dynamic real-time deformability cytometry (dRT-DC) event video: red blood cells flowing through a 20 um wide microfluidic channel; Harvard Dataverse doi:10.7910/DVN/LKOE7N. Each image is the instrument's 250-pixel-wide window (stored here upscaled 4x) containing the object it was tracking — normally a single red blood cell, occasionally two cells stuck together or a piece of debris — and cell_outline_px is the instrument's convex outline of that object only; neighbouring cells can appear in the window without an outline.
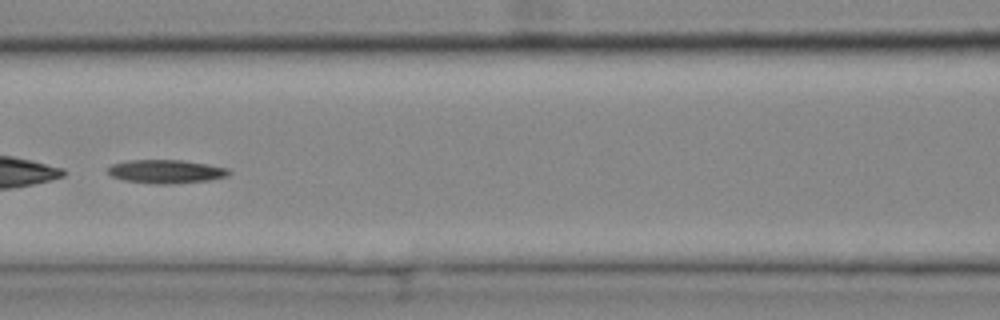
{"species": "common noctule bat (a hibernating species)", "species_latin": "Nyctalus noctula", "temperature_condition": "cold", "stored_images_in_passage": 48, "camera_frame_rate_fps": 3000, "um_per_image_px": 0.085, "animal": {"sex": "female", "body_mass_g": 25.1}, "frame": {"image": 1, "passage_image": 24, "time_ms": 7.667, "image_size_px": [1000, 320], "cell_outline_px": [[232, 172], [228, 176], [208, 180], [172, 184], [152, 184], [124, 180], [112, 176], [108, 172], [108, 168], [112, 164], [132, 160], [180, 160], [208, 164], [228, 168]], "centroid_in_image_um": [14.14, 14.58], "position_along_channel_um": 152.5, "area_um2": 16.59}}
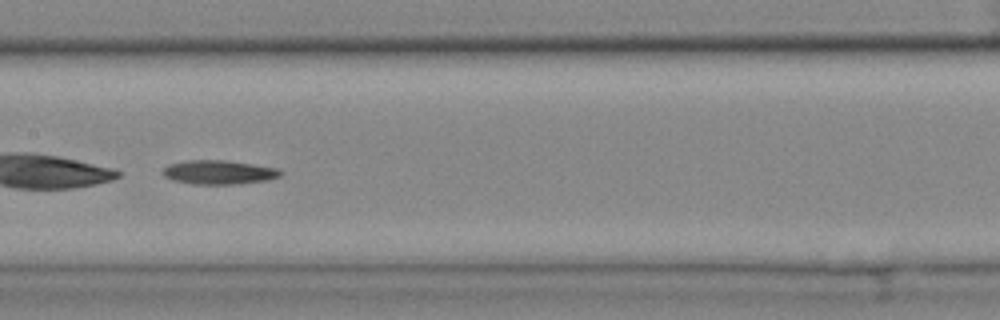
{"frame": {"image": 2, "passage_image": 27, "time_ms": 8.667, "image_size_px": [1000, 320], "cell_outline_px": [[284, 172], [280, 176], [268, 180], [232, 184], [192, 184], [172, 180], [164, 176], [160, 172], [168, 164], [188, 160], [228, 160], [276, 168]], "centroid_in_image_um": [18.57, 14.64], "position_along_channel_um": 188.8, "area_um2": 16.53}}
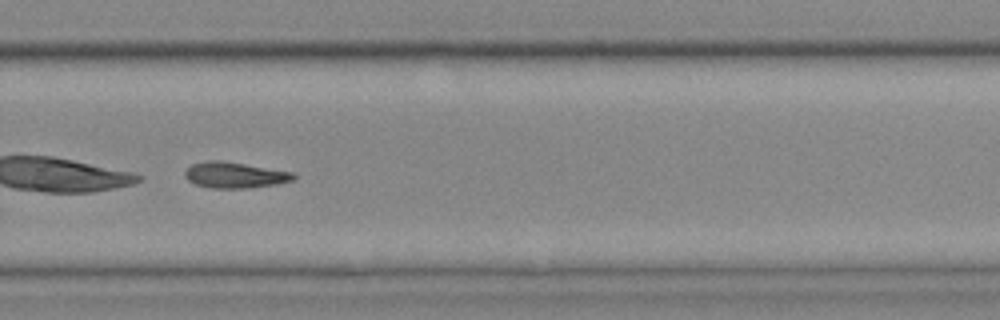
{"frame": {"image": 3, "passage_image": 37, "time_ms": 12.0, "image_size_px": [1000, 320], "cell_outline_px": [[296, 176], [292, 180], [276, 184], [248, 188], [212, 188], [196, 184], [188, 180], [184, 176], [184, 172], [192, 164], [208, 160], [220, 160], [292, 172]], "centroid_in_image_um": [19.92, 14.88], "position_along_channel_um": 309.9, "area_um2": 16.18}, "authors_computed_cell_mechanics": {"area_um2": 16.7042, "velocity_mm_per_s": 3.6351, "shape_relaxation_time_tau1_ms": 3.9189, "shape_relaxation_time_tau2_ms": 9.9739, "deformation_change_tau1": 0.1267, "deformation_change_tau2": 0.197}}